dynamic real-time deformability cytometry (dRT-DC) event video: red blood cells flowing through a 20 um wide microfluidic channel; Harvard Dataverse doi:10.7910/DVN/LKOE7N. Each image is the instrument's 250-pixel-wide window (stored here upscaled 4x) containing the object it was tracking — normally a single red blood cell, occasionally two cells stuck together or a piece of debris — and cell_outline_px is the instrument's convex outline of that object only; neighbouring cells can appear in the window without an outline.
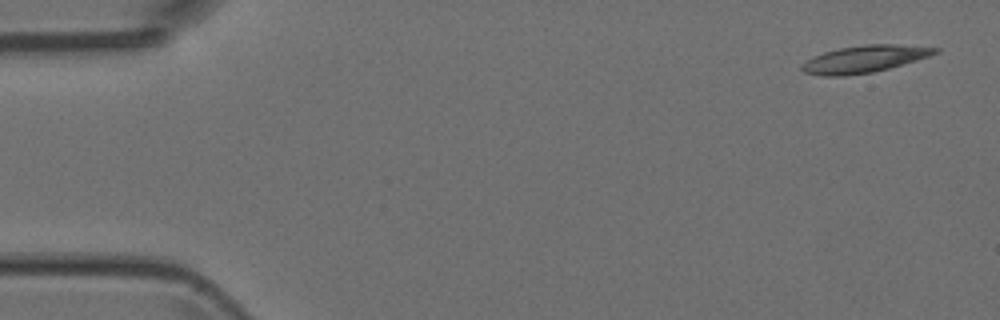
{"species": "Egyptian fruit bat (a non-hibernating species)", "species_latin": "Rousettus aegyptiacus", "temperature_condition": "room temperature", "stored_images_in_passage": 4, "camera_frame_rate_fps": 3000, "um_per_image_px": 0.085, "animal": {"sex": "female"}, "frame": {"image": 1, "passage_image": 1, "time_ms": 0.0, "image_size_px": [1000, 320], "cell_outline_px": [[940, 52], [916, 60], [888, 68], [872, 72], [844, 76], [824, 76], [804, 72], [800, 68], [808, 60], [824, 52], [840, 48], [864, 44], [896, 44], [940, 48]], "centroid_in_image_um": [73.5, 5.01], "position_along_channel_um": 11.5, "area_um2": 20.69}}
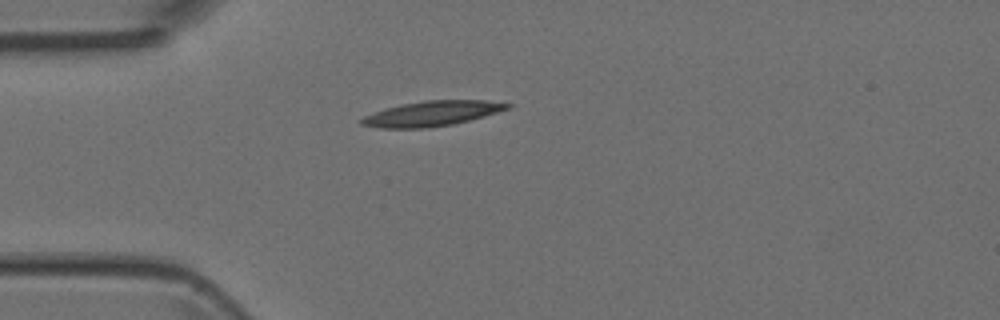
{"frame": {"image": 2, "passage_image": 4, "time_ms": 3.667, "image_size_px": [1000, 320], "cell_outline_px": [[512, 108], [484, 116], [452, 124], [428, 128], [380, 128], [360, 124], [360, 120], [364, 116], [384, 108], [424, 100], [488, 100], [512, 104]], "centroid_in_image_um": [36.73, 9.65], "position_along_channel_um": 48.3, "area_um2": 21.27}}